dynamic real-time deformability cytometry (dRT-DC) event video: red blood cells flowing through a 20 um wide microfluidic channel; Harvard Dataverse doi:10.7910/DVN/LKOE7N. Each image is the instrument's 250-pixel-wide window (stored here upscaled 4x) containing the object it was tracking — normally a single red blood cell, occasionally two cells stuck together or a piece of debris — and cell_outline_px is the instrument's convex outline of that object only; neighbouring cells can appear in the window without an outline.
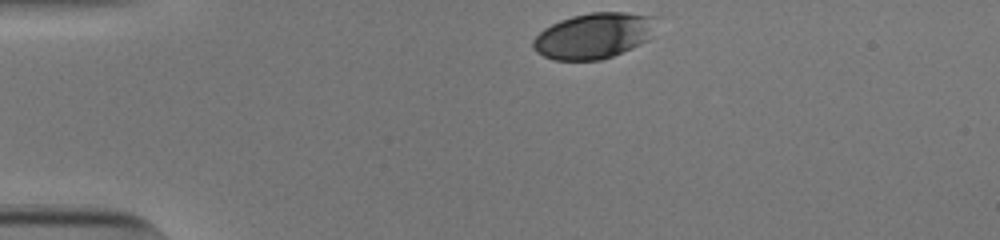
{"species": "human", "species_latin": "Homo sapiens", "temperature_condition": "cold", "stored_images_in_passage": 33, "camera_frame_rate_fps": 3000, "um_per_image_px": 0.085, "donor": {"sex": "male"}, "frame": {"image": 1, "passage_image": 1, "time_ms": 0.0, "image_size_px": [1000, 240], "cell_outline_px": [[660, 16], [648, 40], [632, 48], [612, 56], [600, 60], [552, 60], [536, 52], [532, 48], [532, 40], [544, 28], [560, 20], [572, 16], [592, 12], [624, 12]], "centroid_in_image_um": [50.48, 3.03], "position_along_channel_um": 34.5, "area_um2": 33.06}}
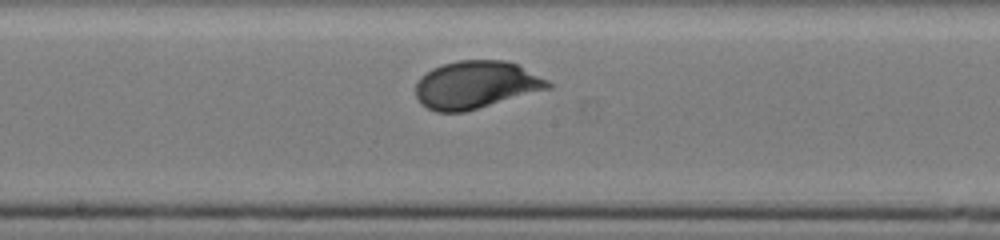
{"frame": {"image": 2, "passage_image": 19, "time_ms": 6.0, "image_size_px": [1000, 240], "cell_outline_px": [[552, 88], [464, 112], [436, 112], [420, 104], [416, 96], [416, 84], [420, 76], [432, 68], [444, 64], [460, 60], [504, 60], [516, 64], [548, 80], [552, 84]], "centroid_in_image_um": [40.44, 7.22], "position_along_channel_um": 207.8, "area_um2": 36.7}}
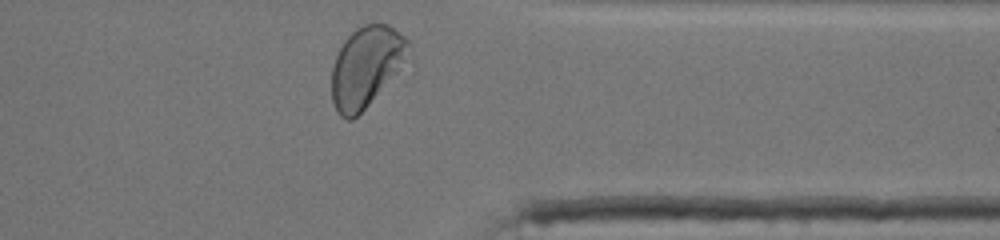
{"frame": {"image": 3, "passage_image": 33, "time_ms": 10.667, "image_size_px": [1000, 240], "cell_outline_px": [[408, 44], [404, 68], [352, 120], [348, 120], [340, 116], [332, 100], [332, 68], [336, 56], [344, 40], [356, 28], [364, 24], [388, 24], [404, 36], [408, 40]], "centroid_in_image_um": [31.13, 5.66], "position_along_channel_um": 380.3, "area_um2": 35.72}, "authors_computed_cell_mechanics": {"area_um2": 35.547, "velocity_mm_per_s": 3.8014, "shape_relaxation_time_tau1_ms": 2.5291, "shape_relaxation_time_tau2_ms": null, "deformation_change_tau1": 0.1319, "deformation_change_tau2": null}}